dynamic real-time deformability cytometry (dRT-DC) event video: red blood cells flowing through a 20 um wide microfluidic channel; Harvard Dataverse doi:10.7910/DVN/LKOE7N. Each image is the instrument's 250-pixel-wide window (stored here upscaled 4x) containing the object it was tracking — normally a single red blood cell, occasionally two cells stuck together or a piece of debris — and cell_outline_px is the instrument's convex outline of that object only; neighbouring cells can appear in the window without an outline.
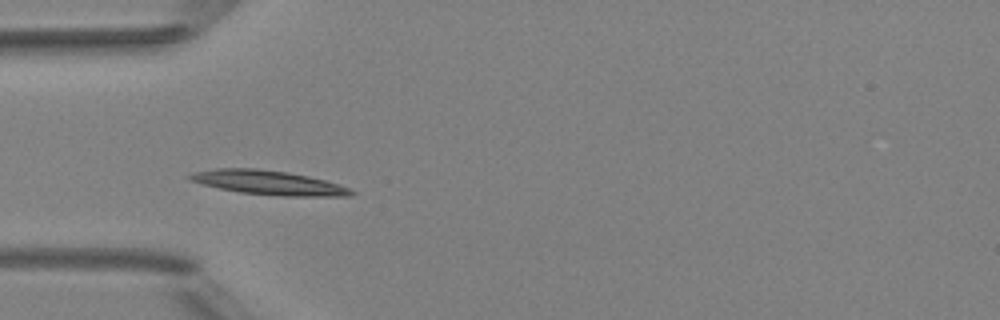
{"species": "Egyptian fruit bat (a non-hibernating species)", "species_latin": "Rousettus aegyptiacus", "temperature_condition": "room temperature", "stored_images_in_passage": 6, "camera_frame_rate_fps": 3000, "um_per_image_px": 0.085, "animal": {"sex": "female"}, "frame": {"image": 1, "passage_image": 3, "time_ms": 2.333, "image_size_px": [1000, 320], "cell_outline_px": [[356, 192], [352, 196], [284, 196], [240, 192], [220, 188], [204, 184], [192, 180], [184, 176], [196, 172], [216, 168], [256, 168], [288, 172], [308, 176], [324, 180], [348, 188]], "centroid_in_image_um": [22.84, 15.52], "position_along_channel_um": 62.2, "area_um2": 22.48}}
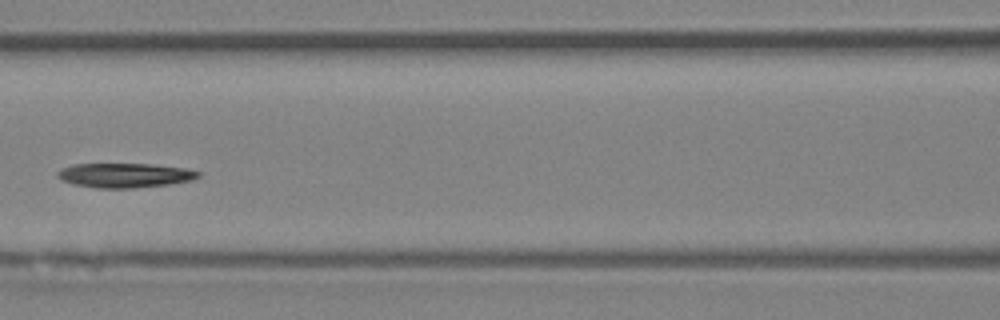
{"frame": {"image": 2, "passage_image": 5, "time_ms": 4.667, "image_size_px": [1000, 320], "cell_outline_px": [[200, 176], [192, 180], [168, 184], [132, 188], [96, 188], [72, 184], [60, 180], [56, 176], [56, 172], [60, 168], [72, 164], [152, 164], [184, 168], [200, 172]], "centroid_in_image_um": [10.53, 14.9], "position_along_channel_um": 156.1, "area_um2": 20.17}}
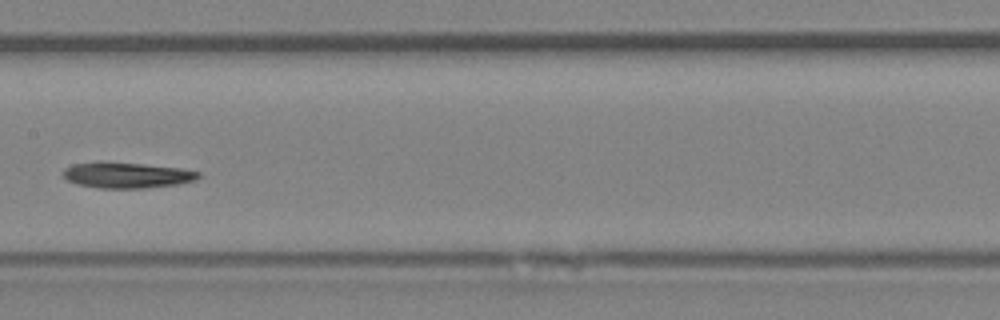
{"frame": {"image": 3, "passage_image": 6, "time_ms": 5.667, "image_size_px": [1000, 320], "cell_outline_px": [[200, 176], [196, 180], [176, 184], [144, 188], [100, 188], [76, 184], [68, 180], [64, 176], [64, 168], [72, 164], [100, 160], [144, 164], [180, 168], [200, 172]], "centroid_in_image_um": [10.74, 14.87], "position_along_channel_um": 196.7, "area_um2": 20.52}}